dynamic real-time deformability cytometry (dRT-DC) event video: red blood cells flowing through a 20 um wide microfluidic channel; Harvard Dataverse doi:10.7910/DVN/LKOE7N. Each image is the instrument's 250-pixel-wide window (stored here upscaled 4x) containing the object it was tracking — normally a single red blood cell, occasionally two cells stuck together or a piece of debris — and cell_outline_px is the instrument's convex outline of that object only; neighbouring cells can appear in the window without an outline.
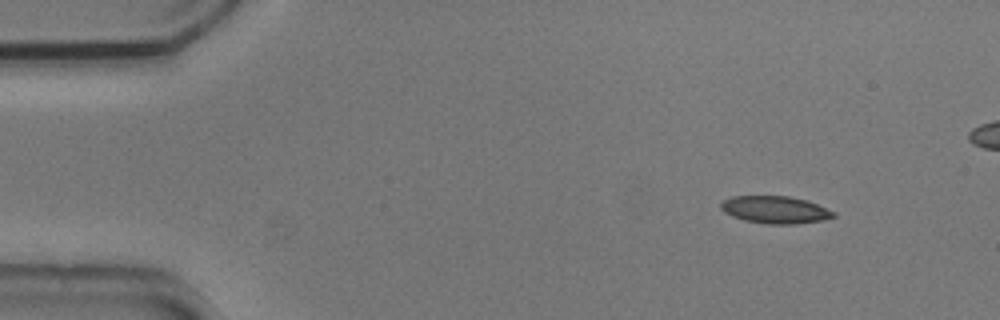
{"species": "common noctule bat (a hibernating species)", "species_latin": "Nyctalus noctula", "temperature_condition": "cold", "stored_images_in_passage": 5, "camera_frame_rate_fps": 3000, "um_per_image_px": 0.085, "animal": {"sex": "male", "body_mass_g": 20.5, "forearm_length_mm": 52.5}, "frame": {"image": 1, "passage_image": 1, "time_ms": 0.0, "image_size_px": [1000, 320], "cell_outline_px": [[836, 216], [824, 220], [796, 224], [768, 224], [744, 220], [732, 216], [724, 212], [720, 208], [720, 204], [724, 200], [732, 196], [788, 196], [808, 200], [836, 212]], "centroid_in_image_um": [65.91, 17.83], "position_along_channel_um": 19.1, "area_um2": 18.09}}